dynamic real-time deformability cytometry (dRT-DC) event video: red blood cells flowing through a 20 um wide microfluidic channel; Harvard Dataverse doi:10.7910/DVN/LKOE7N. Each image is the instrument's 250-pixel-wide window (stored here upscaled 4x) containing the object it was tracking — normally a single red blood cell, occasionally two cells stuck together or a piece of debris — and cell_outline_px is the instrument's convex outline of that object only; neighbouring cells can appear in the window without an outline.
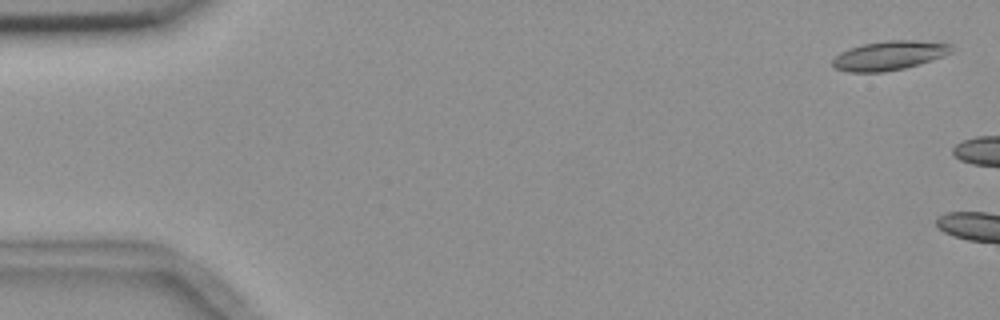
{"species": "common noctule bat (a hibernating species)", "species_latin": "Nyctalus noctula", "temperature_condition": "room temperature", "stored_images_in_passage": 2, "camera_frame_rate_fps": 3000, "um_per_image_px": 0.085, "animal": {"sex": "female", "body_mass_g": 18.4}, "frame": {"image": 1, "passage_image": 1, "time_ms": 0.0, "image_size_px": [1000, 320], "cell_outline_px": [[952, 52], [944, 56], [920, 64], [904, 68], [884, 72], [848, 72], [836, 68], [832, 64], [832, 60], [840, 52], [848, 48], [860, 44], [884, 40], [916, 40], [952, 44]], "centroid_in_image_um": [75.58, 4.71], "position_along_channel_um": 9.4, "area_um2": 20.4}}